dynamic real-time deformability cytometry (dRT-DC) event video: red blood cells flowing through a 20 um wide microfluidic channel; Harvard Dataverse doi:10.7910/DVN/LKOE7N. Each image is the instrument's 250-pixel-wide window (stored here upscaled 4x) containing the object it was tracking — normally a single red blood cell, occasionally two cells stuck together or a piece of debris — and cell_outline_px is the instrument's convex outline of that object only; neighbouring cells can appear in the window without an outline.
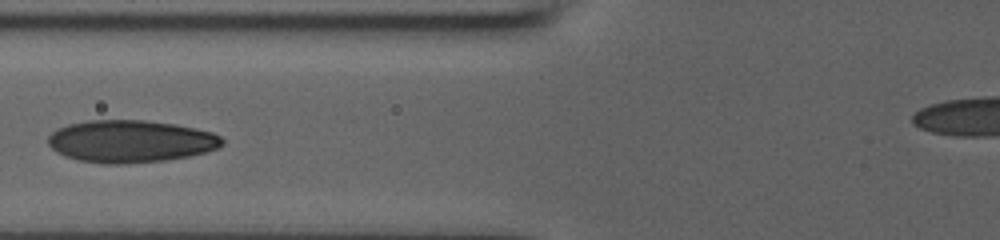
{"species": "human", "species_latin": "Homo sapiens", "temperature_condition": "room temperature", "stored_images_in_passage": 11, "camera_frame_rate_fps": 3000, "um_per_image_px": 0.085, "donor": {"sex": "male"}, "frame": {"image": 1, "passage_image": 7, "time_ms": 2.0, "image_size_px": [1000, 240], "cell_outline_px": [[224, 144], [216, 148], [204, 152], [188, 156], [164, 160], [124, 164], [104, 164], [80, 160], [64, 156], [56, 152], [48, 144], [48, 136], [52, 132], [68, 124], [88, 120], [144, 120], [176, 124], [196, 128], [212, 132], [220, 136], [224, 140]], "centroid_in_image_um": [11.09, 12.0], "position_along_channel_um": 114.7, "area_um2": 42.95}}
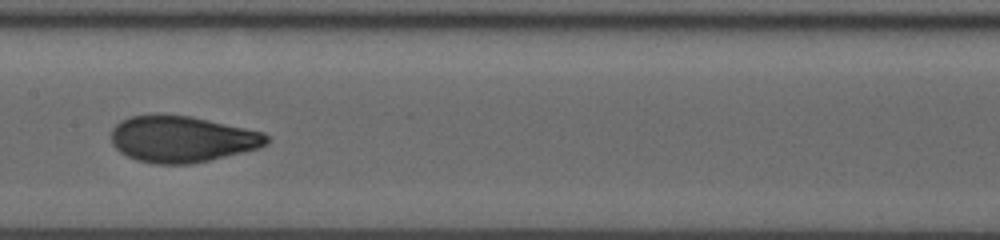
{"frame": {"image": 2, "passage_image": 10, "time_ms": 3.0, "image_size_px": [1000, 240], "cell_outline_px": [[268, 144], [260, 148], [208, 160], [188, 164], [152, 164], [136, 160], [120, 152], [112, 144], [112, 128], [120, 120], [132, 116], [160, 112], [188, 116], [264, 132], [268, 136]], "centroid_in_image_um": [15.43, 11.81], "position_along_channel_um": 192.0, "area_um2": 42.19}}